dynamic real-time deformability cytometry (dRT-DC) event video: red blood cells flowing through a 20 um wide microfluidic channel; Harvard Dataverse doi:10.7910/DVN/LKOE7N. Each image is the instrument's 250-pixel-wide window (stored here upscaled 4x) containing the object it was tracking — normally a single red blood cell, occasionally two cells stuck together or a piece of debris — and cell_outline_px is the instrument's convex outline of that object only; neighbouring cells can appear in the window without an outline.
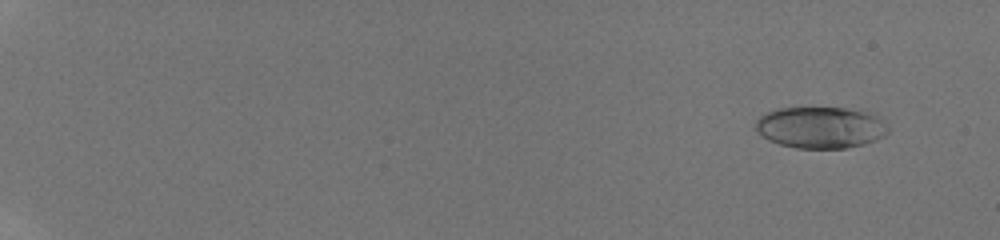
{"species": "human", "species_latin": "Homo sapiens", "temperature_condition": "room temperature", "stored_images_in_passage": 66, "camera_frame_rate_fps": 3000, "um_per_image_px": 0.085, "donor": {"sex": "male"}, "frame": {"image": 1, "passage_image": 4, "time_ms": 1.333, "image_size_px": [1000, 240], "cell_outline_px": [[888, 132], [884, 136], [876, 140], [844, 148], [796, 148], [780, 144], [768, 140], [756, 132], [756, 120], [764, 112], [776, 108], [844, 108], [864, 112], [876, 116], [888, 128]], "centroid_in_image_um": [69.67, 10.83], "position_along_channel_um": 15.3, "area_um2": 31.79}}
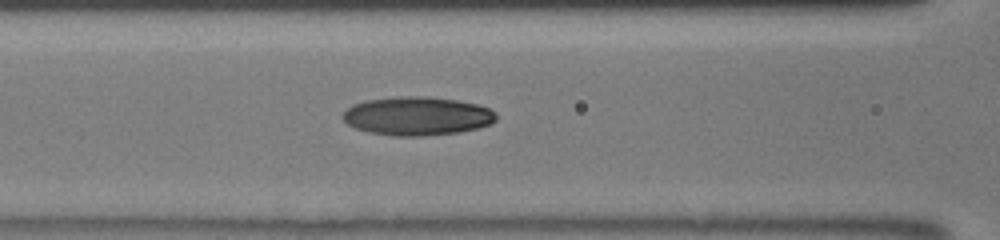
{"frame": {"image": 2, "passage_image": 39, "time_ms": 9.0, "image_size_px": [1000, 240], "cell_outline_px": [[496, 120], [492, 124], [460, 132], [424, 136], [392, 136], [368, 132], [356, 128], [348, 124], [340, 116], [352, 104], [368, 100], [400, 96], [428, 96], [456, 100], [476, 104], [488, 108], [496, 112]], "centroid_in_image_um": [35.46, 9.87], "position_along_channel_um": 131.1, "area_um2": 34.62}}
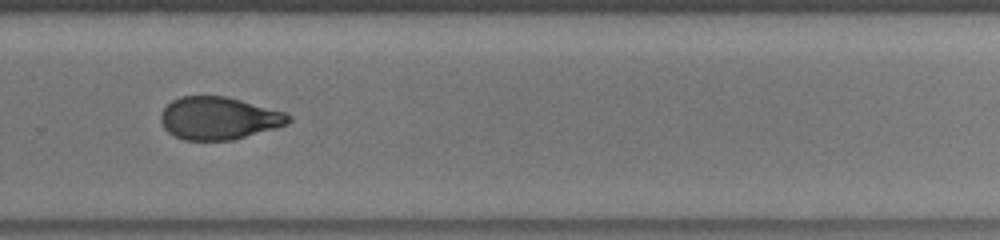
{"frame": {"image": 3, "passage_image": 65, "time_ms": 13.333, "image_size_px": [1000, 240], "cell_outline_px": [[292, 120], [288, 124], [276, 128], [232, 140], [184, 140], [172, 136], [164, 128], [160, 120], [160, 112], [172, 100], [180, 96], [224, 96], [240, 100], [284, 112], [292, 116]], "centroid_in_image_um": [18.57, 10.06], "position_along_channel_um": 311.2, "area_um2": 31.79}}